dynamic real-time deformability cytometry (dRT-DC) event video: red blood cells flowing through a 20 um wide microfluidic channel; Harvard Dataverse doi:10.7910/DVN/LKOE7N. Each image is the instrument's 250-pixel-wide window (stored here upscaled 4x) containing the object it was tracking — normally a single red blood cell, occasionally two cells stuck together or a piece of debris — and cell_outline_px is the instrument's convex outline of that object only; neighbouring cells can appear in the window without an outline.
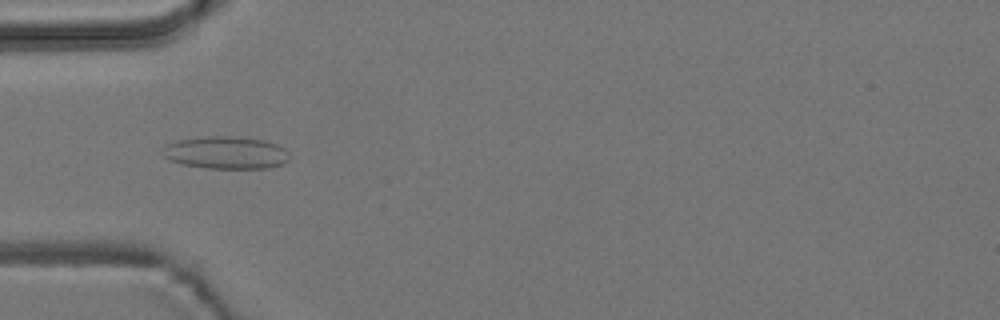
{"species": "common noctule bat (a hibernating species)", "species_latin": "Nyctalus noctula", "temperature_condition": "room temperature", "stored_images_in_passage": 6, "camera_frame_rate_fps": 3000, "um_per_image_px": 0.085, "animal": {"sex": "male", "body_mass_g": 19.2, "forearm_length_mm": 51.8}, "frame": {"image": 1, "passage_image": 3, "time_ms": 3.333, "image_size_px": [1000, 320], "cell_outline_px": [[288, 160], [280, 164], [268, 168], [208, 168], [184, 164], [168, 160], [164, 156], [164, 144], [176, 140], [208, 136], [228, 136], [264, 140], [276, 144], [284, 148], [288, 152]], "centroid_in_image_um": [19.18, 12.97], "position_along_channel_um": 65.8, "area_um2": 23.81}}
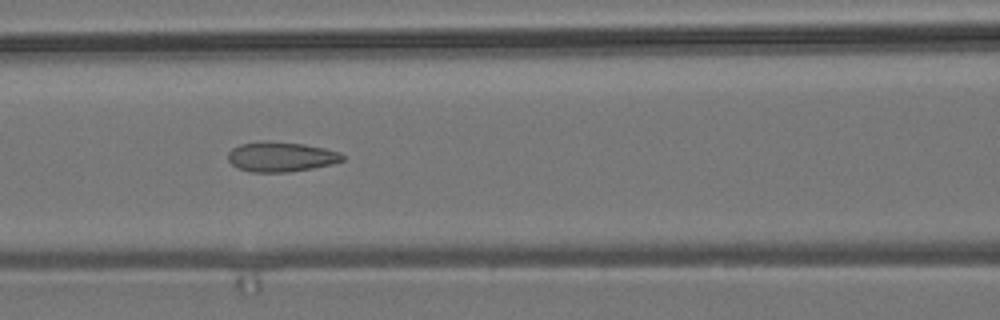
{"frame": {"image": 2, "passage_image": 5, "time_ms": 5.333, "image_size_px": [1000, 320], "cell_outline_px": [[344, 160], [332, 164], [312, 168], [288, 172], [252, 172], [240, 168], [232, 164], [228, 160], [228, 152], [232, 148], [240, 144], [264, 140], [268, 140], [304, 144], [324, 148], [340, 152], [344, 156]], "centroid_in_image_um": [23.88, 13.31], "position_along_channel_um": 142.7, "area_um2": 20.0}}
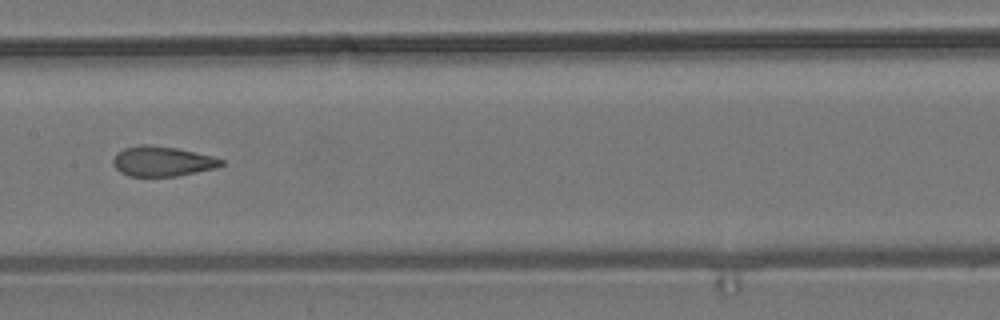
{"frame": {"image": 3, "passage_image": 6, "time_ms": 6.667, "image_size_px": [1000, 320], "cell_outline_px": [[224, 164], [216, 168], [176, 176], [128, 176], [120, 172], [112, 164], [112, 160], [116, 152], [124, 148], [140, 144], [148, 144], [176, 148], [212, 156], [224, 160]], "centroid_in_image_um": [13.76, 13.71], "position_along_channel_um": 193.6, "area_um2": 18.96}}